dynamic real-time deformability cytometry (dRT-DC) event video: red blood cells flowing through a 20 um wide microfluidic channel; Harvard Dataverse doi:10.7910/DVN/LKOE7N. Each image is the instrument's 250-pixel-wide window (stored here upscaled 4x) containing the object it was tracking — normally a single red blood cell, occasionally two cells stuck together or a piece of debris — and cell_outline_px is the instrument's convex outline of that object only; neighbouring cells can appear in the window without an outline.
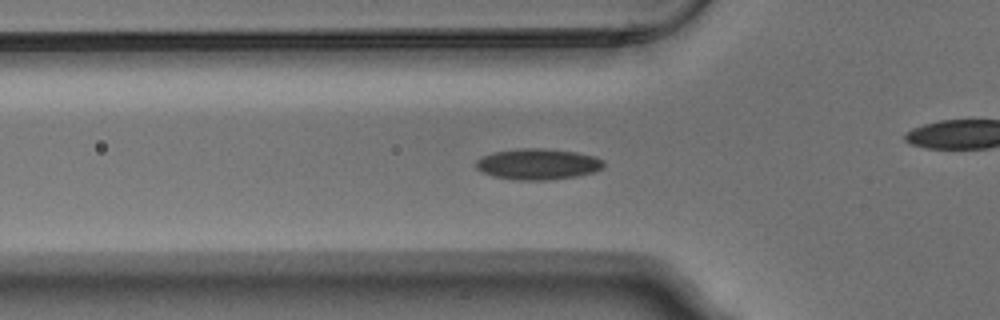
{"species": "Egyptian fruit bat (a non-hibernating species)", "species_latin": "Rousettus aegyptiacus", "temperature_condition": "warm", "stored_images_in_passage": 38, "camera_frame_rate_fps": 3000, "um_per_image_px": 0.085, "animal": {"sex": "male"}, "frame": {"image": 1, "passage_image": 2, "time_ms": 0.333, "image_size_px": [1000, 320], "cell_outline_px": [[604, 168], [596, 172], [576, 176], [548, 180], [520, 180], [492, 176], [476, 168], [476, 160], [480, 156], [492, 152], [520, 148], [544, 148], [576, 152], [596, 156], [604, 160]], "centroid_in_image_um": [45.74, 13.94], "position_along_channel_um": 80.1, "area_um2": 23.29}}
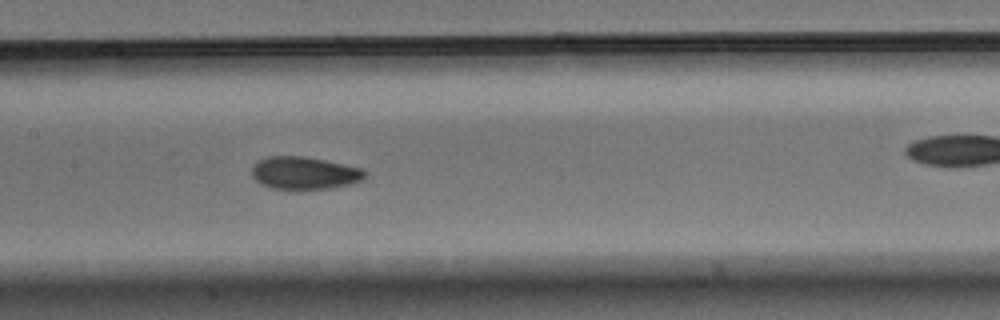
{"frame": {"image": 2, "passage_image": 10, "time_ms": 3.0, "image_size_px": [1000, 320], "cell_outline_px": [[368, 172], [360, 180], [348, 184], [328, 188], [300, 192], [272, 188], [260, 184], [252, 176], [252, 164], [256, 160], [268, 156], [304, 156], [364, 168]], "centroid_in_image_um": [25.82, 14.73], "position_along_channel_um": 181.6, "area_um2": 22.14}}
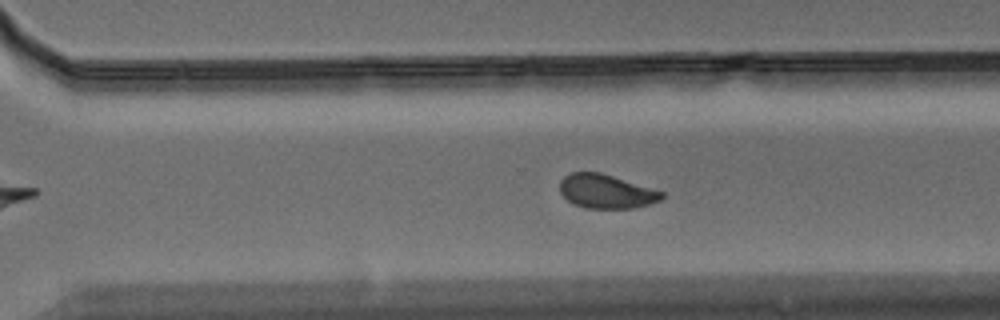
{"frame": {"image": 3, "passage_image": 21, "time_ms": 6.667, "image_size_px": [1000, 320], "cell_outline_px": [[664, 196], [660, 200], [648, 204], [632, 208], [584, 208], [572, 204], [560, 192], [560, 180], [564, 176], [572, 172], [600, 172], [664, 192]], "centroid_in_image_um": [51.49, 16.27], "position_along_channel_um": 319.1, "area_um2": 20.06}, "authors_computed_cell_mechanics": {"area_um2": 21.2126, "velocity_mm_per_s": 3.765, "shape_relaxation_time_tau1_ms": 3.3377, "shape_relaxation_time_tau2_ms": 1.8599, "deformation_change_tau1": 0.1095, "deformation_change_tau2": 0.0637}}